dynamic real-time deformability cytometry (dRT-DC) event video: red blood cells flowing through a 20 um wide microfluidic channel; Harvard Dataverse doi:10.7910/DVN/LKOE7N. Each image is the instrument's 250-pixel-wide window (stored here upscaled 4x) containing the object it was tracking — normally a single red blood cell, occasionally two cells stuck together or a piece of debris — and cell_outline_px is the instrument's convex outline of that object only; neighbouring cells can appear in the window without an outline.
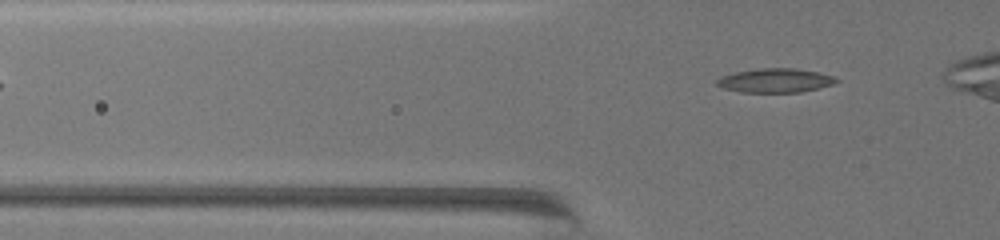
{"species": "common noctule bat (a hibernating species)", "species_latin": "Nyctalus noctula", "temperature_condition": "warm", "stored_images_in_passage": 47, "camera_frame_rate_fps": 3000, "um_per_image_px": 0.085, "animal": {"sex": "female", "body_mass_g": 19.5, "forearm_length_mm": 54.1}, "frame": {"image": 1, "passage_image": 7, "time_ms": 2.0, "image_size_px": [1000, 240], "cell_outline_px": [[840, 80], [832, 84], [800, 92], [740, 92], [724, 88], [716, 84], [716, 80], [720, 76], [736, 72], [760, 68], [796, 68], [816, 72], [832, 76]], "centroid_in_image_um": [65.86, 6.84], "position_along_channel_um": 59.9, "area_um2": 16.53}}
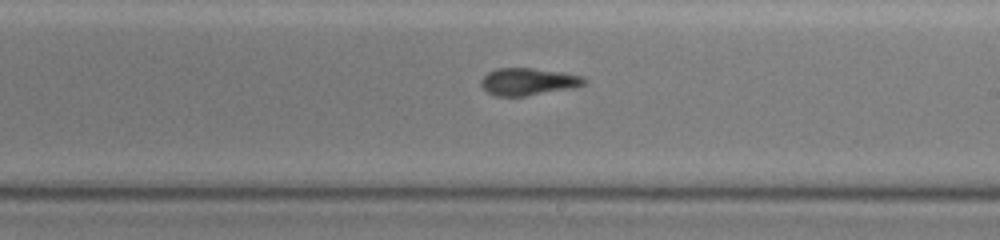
{"frame": {"image": 2, "passage_image": 27, "time_ms": 8.667, "image_size_px": [1000, 240], "cell_outline_px": [[588, 80], [584, 84], [576, 88], [524, 96], [496, 96], [488, 92], [480, 84], [480, 80], [488, 72], [496, 68], [532, 68], [560, 72], [584, 76]], "centroid_in_image_um": [44.92, 6.94], "position_along_channel_um": 244.1, "area_um2": 16.47}}
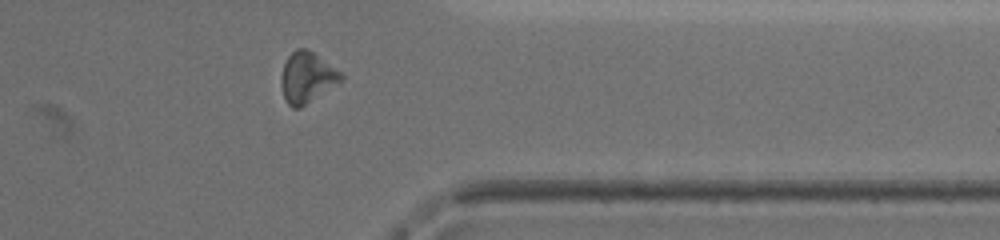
{"frame": {"image": 3, "passage_image": 42, "time_ms": 13.667, "image_size_px": [1000, 240], "cell_outline_px": [[344, 80], [300, 108], [292, 108], [288, 104], [284, 96], [280, 80], [280, 76], [284, 64], [288, 56], [296, 48], [308, 48], [344, 72]], "centroid_in_image_um": [26.14, 6.56], "position_along_channel_um": 385.3, "area_um2": 18.09}}